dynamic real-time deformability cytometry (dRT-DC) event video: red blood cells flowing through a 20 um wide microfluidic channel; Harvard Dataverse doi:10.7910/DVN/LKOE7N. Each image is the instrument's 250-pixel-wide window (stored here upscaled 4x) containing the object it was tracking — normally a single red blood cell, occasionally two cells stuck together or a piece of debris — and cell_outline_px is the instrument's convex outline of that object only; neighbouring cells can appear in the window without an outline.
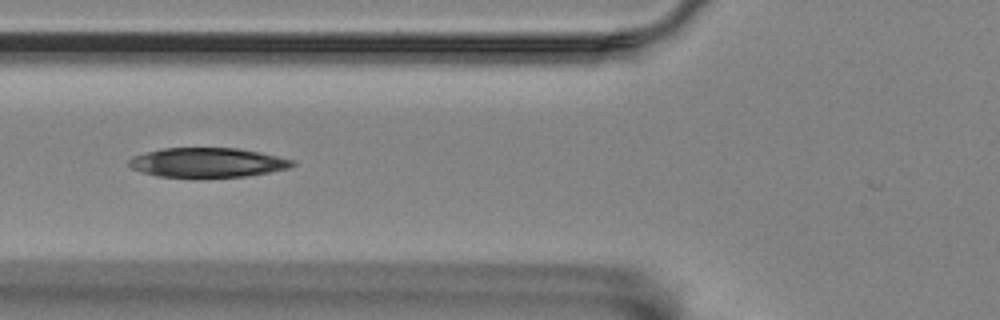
{"species": "Egyptian fruit bat (a non-hibernating species)", "species_latin": "Rousettus aegyptiacus", "temperature_condition": "room temperature", "stored_images_in_passage": 6, "camera_frame_rate_fps": 3000, "um_per_image_px": 0.085, "animal": {"sex": "female"}, "frame": {"image": 1, "passage_image": 4, "time_ms": 3.667, "image_size_px": [1000, 320], "cell_outline_px": [[296, 164], [288, 168], [248, 176], [156, 176], [132, 168], [128, 164], [128, 160], [132, 156], [164, 148], [236, 148], [276, 156], [292, 160]], "centroid_in_image_um": [17.61, 13.8], "position_along_channel_um": 108.2, "area_um2": 27.34}}
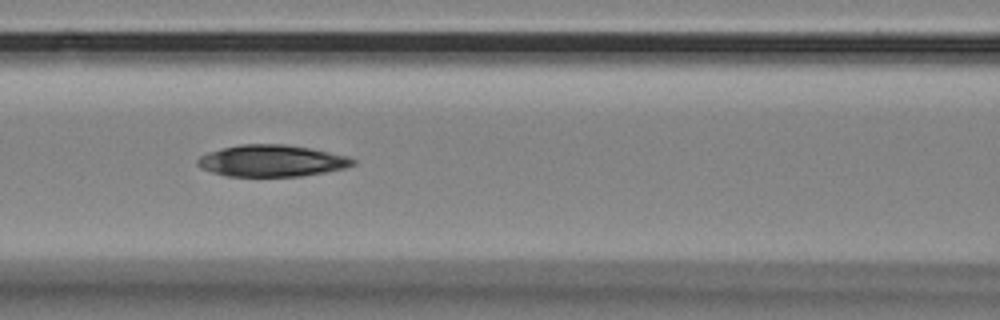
{"frame": {"image": 2, "passage_image": 5, "time_ms": 4.667, "image_size_px": [1000, 320], "cell_outline_px": [[356, 164], [344, 168], [324, 172], [300, 176], [228, 176], [212, 172], [200, 168], [196, 164], [196, 160], [200, 156], [208, 152], [240, 144], [284, 144], [312, 148], [348, 156], [356, 160]], "centroid_in_image_um": [23.1, 13.66], "position_along_channel_um": 143.5, "area_um2": 28.67}}
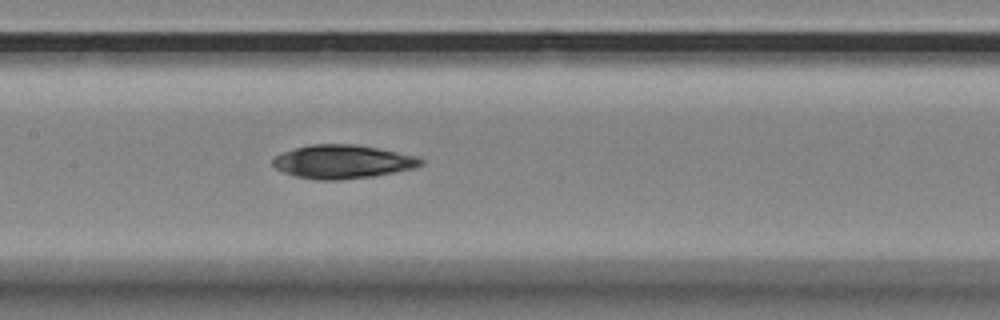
{"frame": {"image": 3, "passage_image": 6, "time_ms": 5.667, "image_size_px": [1000, 320], "cell_outline_px": [[424, 164], [416, 168], [396, 172], [372, 176], [340, 180], [316, 180], [296, 176], [284, 172], [276, 168], [272, 164], [272, 160], [276, 156], [284, 152], [308, 144], [356, 144], [380, 148], [420, 156], [424, 160]], "centroid_in_image_um": [29.19, 13.74], "position_along_channel_um": 178.2, "area_um2": 29.25}}